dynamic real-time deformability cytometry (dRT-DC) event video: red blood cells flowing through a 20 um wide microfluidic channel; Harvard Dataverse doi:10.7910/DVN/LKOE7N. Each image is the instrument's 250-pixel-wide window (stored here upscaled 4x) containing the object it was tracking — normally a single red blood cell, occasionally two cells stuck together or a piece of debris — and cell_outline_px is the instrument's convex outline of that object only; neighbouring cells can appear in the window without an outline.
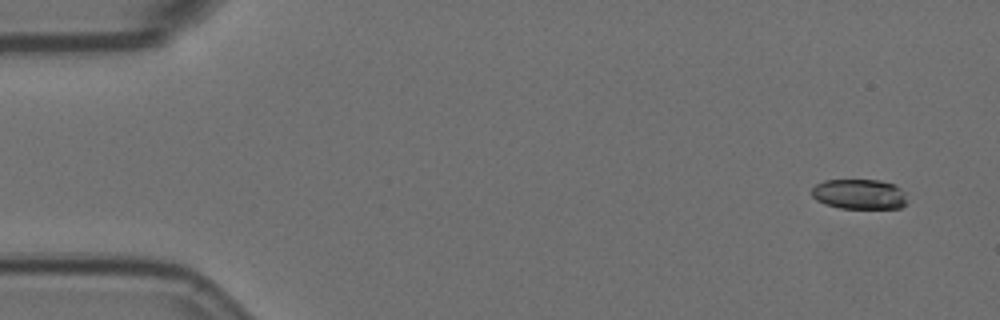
{"species": "Egyptian fruit bat (a non-hibernating species)", "species_latin": "Rousettus aegyptiacus", "temperature_condition": "room temperature", "stored_images_in_passage": 6, "camera_frame_rate_fps": 3000, "um_per_image_px": 0.085, "animal": {"sex": "female"}, "frame": {"image": 1, "passage_image": 1, "time_ms": 0.0, "image_size_px": [1000, 320], "cell_outline_px": [[904, 204], [900, 208], [840, 208], [824, 204], [816, 200], [812, 196], [812, 188], [816, 184], [824, 180], [880, 180], [896, 184], [904, 192]], "centroid_in_image_um": [73.01, 16.49], "position_along_channel_um": 12.0, "area_um2": 16.7}}
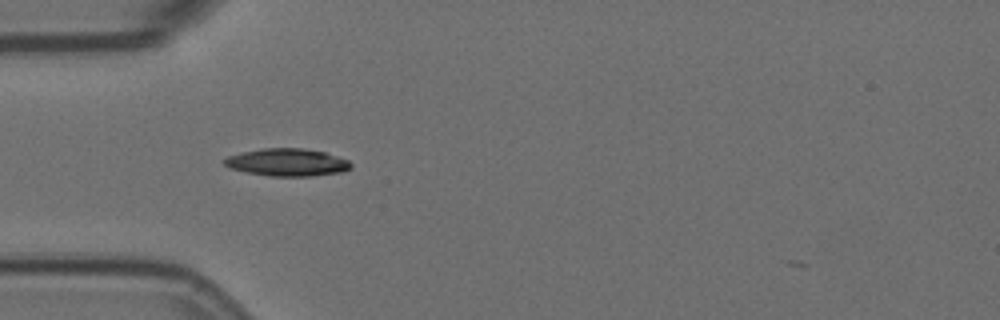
{"frame": {"image": 2, "passage_image": 5, "time_ms": 1.333, "image_size_px": [1000, 320], "cell_outline_px": [[352, 168], [344, 172], [312, 176], [268, 176], [228, 168], [220, 160], [228, 156], [240, 152], [264, 148], [304, 148], [324, 152], [340, 156], [348, 160], [352, 164]], "centroid_in_image_um": [24.42, 13.8], "position_along_channel_um": 60.6, "area_um2": 20.63}}
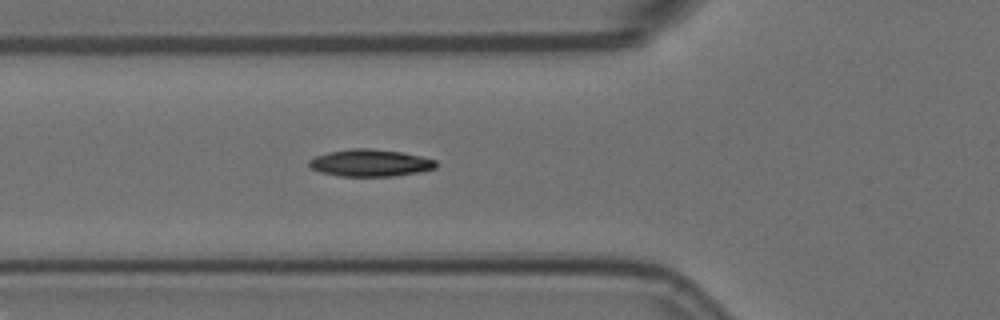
{"frame": {"image": 3, "passage_image": 6, "time_ms": 1.667, "image_size_px": [1000, 320], "cell_outline_px": [[436, 168], [424, 172], [392, 176], [340, 176], [320, 172], [312, 168], [308, 164], [308, 160], [316, 156], [328, 152], [352, 148], [368, 148], [404, 152], [436, 160]], "centroid_in_image_um": [31.5, 13.85], "position_along_channel_um": 94.3, "area_um2": 20.17}}